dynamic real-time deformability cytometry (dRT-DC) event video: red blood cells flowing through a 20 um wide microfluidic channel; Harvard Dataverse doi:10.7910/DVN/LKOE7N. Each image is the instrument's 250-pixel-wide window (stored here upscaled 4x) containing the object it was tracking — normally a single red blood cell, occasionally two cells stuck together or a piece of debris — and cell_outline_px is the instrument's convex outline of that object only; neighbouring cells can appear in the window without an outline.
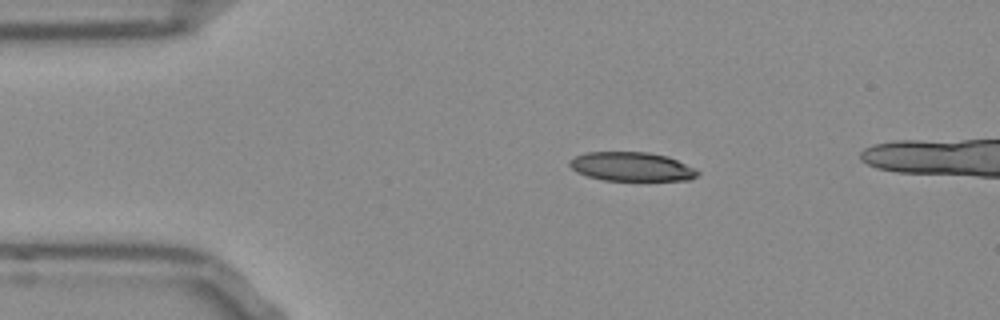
{"species": "Egyptian fruit bat (a non-hibernating species)", "species_latin": "Rousettus aegyptiacus", "temperature_condition": "room temperature", "stored_images_in_passage": 6, "camera_frame_rate_fps": 3000, "um_per_image_px": 0.085, "frame": {"image": 1, "passage_image": 1, "time_ms": 0.0, "image_size_px": [1000, 320], "cell_outline_px": [[700, 176], [688, 180], [604, 180], [588, 176], [576, 172], [568, 164], [568, 160], [584, 152], [648, 152], [668, 156], [700, 172]], "centroid_in_image_um": [53.66, 14.16], "position_along_channel_um": 31.3, "area_um2": 21.56}}